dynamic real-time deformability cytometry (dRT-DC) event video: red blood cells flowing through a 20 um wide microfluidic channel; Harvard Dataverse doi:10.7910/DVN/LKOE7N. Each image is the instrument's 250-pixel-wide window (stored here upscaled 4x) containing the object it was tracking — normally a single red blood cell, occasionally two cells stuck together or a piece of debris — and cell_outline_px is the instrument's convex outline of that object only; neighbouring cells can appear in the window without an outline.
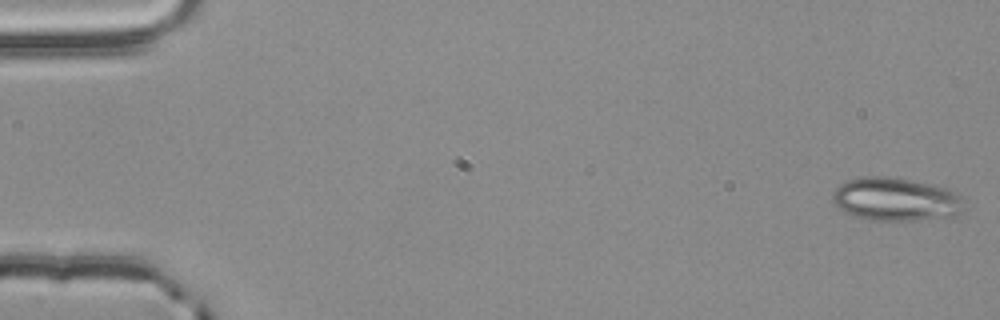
{"species": "common noctule bat (a hibernating species)", "species_latin": "Nyctalus noctula", "temperature_condition": "room temperature", "stored_images_in_passage": 50, "camera_frame_rate_fps": 3000, "um_per_image_px": 0.085, "animal": {"sex": "male", "body_mass_g": 20.4}, "frame": {"image": 1, "passage_image": 1, "time_ms": 0.0, "image_size_px": [1000, 320], "cell_outline_px": [[964, 208], [956, 216], [920, 220], [868, 220], [844, 212], [832, 200], [832, 192], [844, 180], [864, 176], [888, 176], [912, 180], [932, 184], [948, 188], [956, 192]], "centroid_in_image_um": [76.12, 16.93], "position_along_channel_um": 8.9, "area_um2": 33.35}}
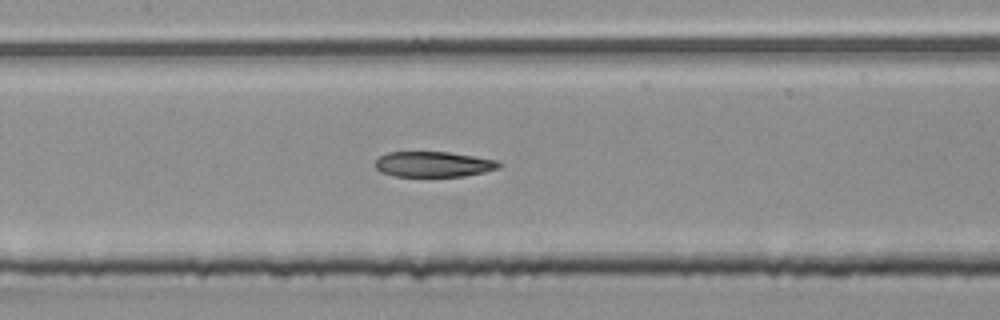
{"frame": {"image": 2, "passage_image": 26, "time_ms": 8.333, "image_size_px": [1000, 320], "cell_outline_px": [[504, 164], [500, 168], [484, 172], [464, 176], [392, 176], [380, 172], [376, 168], [376, 160], [380, 156], [388, 152], [448, 152], [500, 160]], "centroid_in_image_um": [36.9, 13.96], "position_along_channel_um": 170.5, "area_um2": 18.5}}
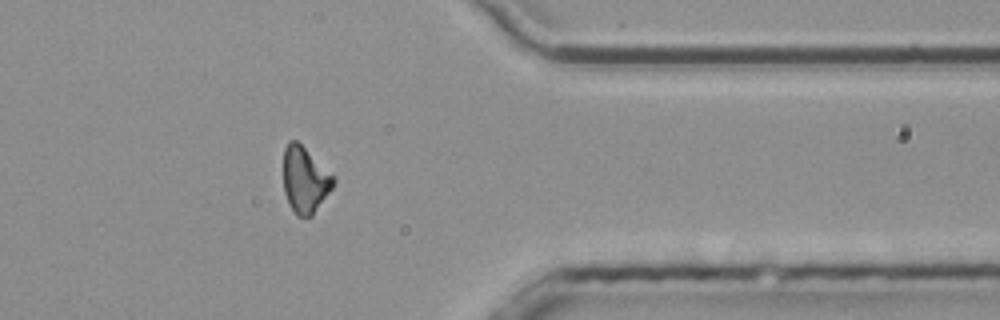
{"frame": {"image": 3, "passage_image": 44, "time_ms": 14.333, "image_size_px": [1000, 320], "cell_outline_px": [[336, 180], [332, 188], [312, 216], [296, 216], [288, 204], [284, 192], [284, 148], [288, 140], [296, 140]], "centroid_in_image_um": [25.88, 15.32], "position_along_channel_um": 385.5, "area_um2": 18.84}, "authors_computed_cell_mechanics": {"area_um2": 19.7387, "velocity_mm_per_s": 3.8363, "shape_relaxation_time_tau1_ms": null, "shape_relaxation_time_tau2_ms": 6.567, "deformation_change_tau1": null, "deformation_change_tau2": 0.1662}}